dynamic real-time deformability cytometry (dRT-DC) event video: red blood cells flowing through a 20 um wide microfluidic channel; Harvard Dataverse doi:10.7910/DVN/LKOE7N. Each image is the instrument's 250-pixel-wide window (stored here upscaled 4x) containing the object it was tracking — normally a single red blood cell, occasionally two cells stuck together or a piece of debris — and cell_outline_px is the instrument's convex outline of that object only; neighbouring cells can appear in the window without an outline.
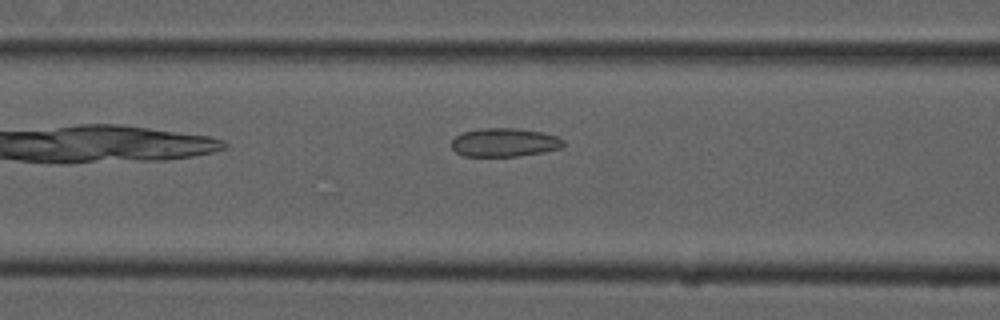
{"species": "common noctule bat (a hibernating species)", "species_latin": "Nyctalus noctula", "temperature_condition": "cold", "stored_images_in_passage": 7, "camera_frame_rate_fps": 3000, "um_per_image_px": 0.085, "animal": {"sex": "male", "forearm_length_mm": 52.5}, "frame": {"image": 1, "passage_image": 5, "time_ms": 1.333, "image_size_px": [1000, 320], "cell_outline_px": [[564, 144], [560, 148], [544, 152], [516, 156], [464, 156], [456, 152], [452, 148], [452, 140], [456, 136], [464, 132], [480, 128], [516, 128], [544, 132], [556, 136], [564, 140]], "centroid_in_image_um": [42.89, 12.1], "position_along_channel_um": 123.7, "area_um2": 18.61}}